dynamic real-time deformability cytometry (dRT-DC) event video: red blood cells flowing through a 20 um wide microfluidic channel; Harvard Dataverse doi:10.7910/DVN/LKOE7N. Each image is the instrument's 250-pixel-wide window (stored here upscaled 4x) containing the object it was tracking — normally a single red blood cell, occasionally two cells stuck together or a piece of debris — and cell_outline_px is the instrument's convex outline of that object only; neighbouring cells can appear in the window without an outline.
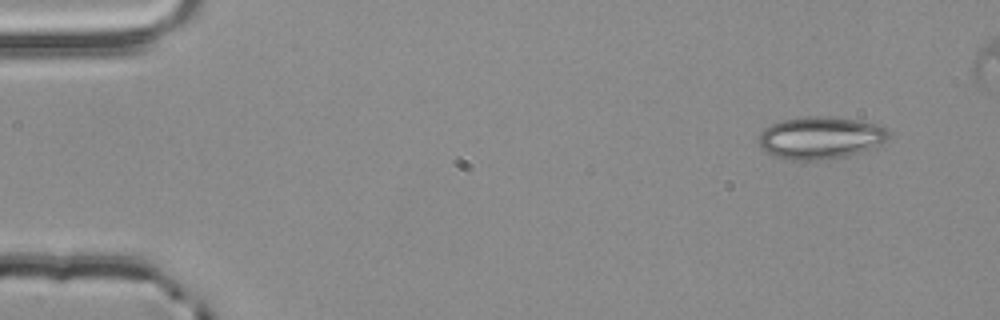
{"species": "common noctule bat (a hibernating species)", "species_latin": "Nyctalus noctula", "temperature_condition": "room temperature", "stored_images_in_passage": 3, "camera_frame_rate_fps": 3000, "um_per_image_px": 0.085, "animal": {"sex": "male", "body_mass_g": 20.4}, "frame": {"image": 1, "passage_image": 3, "time_ms": 0.667, "image_size_px": [1000, 320], "cell_outline_px": [[888, 136], [880, 144], [848, 156], [820, 160], [788, 160], [776, 156], [768, 152], [756, 140], [760, 132], [764, 128], [780, 120], [808, 116], [828, 116], [856, 120], [876, 124], [884, 128], [888, 132]], "centroid_in_image_um": [69.68, 11.7], "position_along_channel_um": 15.3, "area_um2": 31.79}}